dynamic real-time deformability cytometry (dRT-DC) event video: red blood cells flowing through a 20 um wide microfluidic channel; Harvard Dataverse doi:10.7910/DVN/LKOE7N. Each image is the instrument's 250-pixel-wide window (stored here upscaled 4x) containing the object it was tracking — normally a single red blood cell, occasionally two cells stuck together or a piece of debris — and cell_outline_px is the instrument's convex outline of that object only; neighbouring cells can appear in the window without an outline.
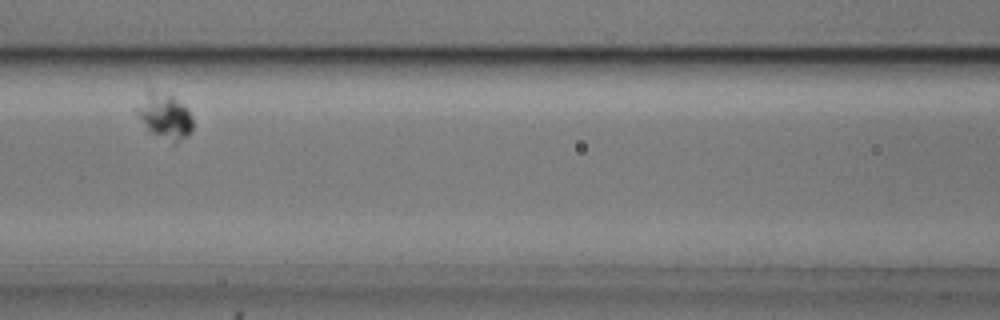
{"species": "common noctule bat (a hibernating species)", "species_latin": "Nyctalus noctula", "temperature_condition": "cold", "stored_images_in_passage": 10, "camera_frame_rate_fps": 3000, "um_per_image_px": 0.085, "animal": {"sex": "male", "body_mass_g": 20.5, "forearm_length_mm": 52.5}, "frame": {"image": 1, "passage_image": 4, "time_ms": 1.0, "image_size_px": [1000, 320], "cell_outline_px": [[192, 132], [188, 136], [172, 144], [152, 132], [148, 128], [136, 112], [136, 108], [148, 84], [172, 96], [188, 108], [192, 120]], "centroid_in_image_um": [13.99, 9.79], "position_along_channel_um": 152.6, "area_um2": 15.14}}
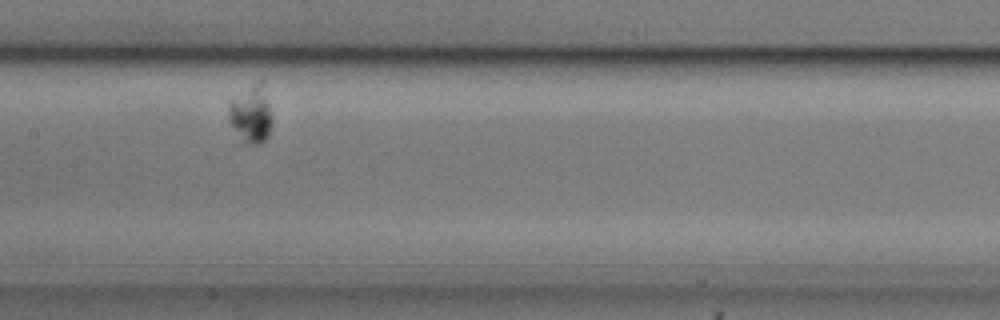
{"frame": {"image": 2, "passage_image": 5, "time_ms": 1.333, "image_size_px": [1000, 320], "cell_outline_px": [[272, 124], [268, 136], [264, 140], [256, 144], [236, 144], [228, 120], [228, 100], [260, 80], [264, 80], [272, 116]], "centroid_in_image_um": [21.29, 9.76], "position_along_channel_um": 186.1, "area_um2": 15.61}}
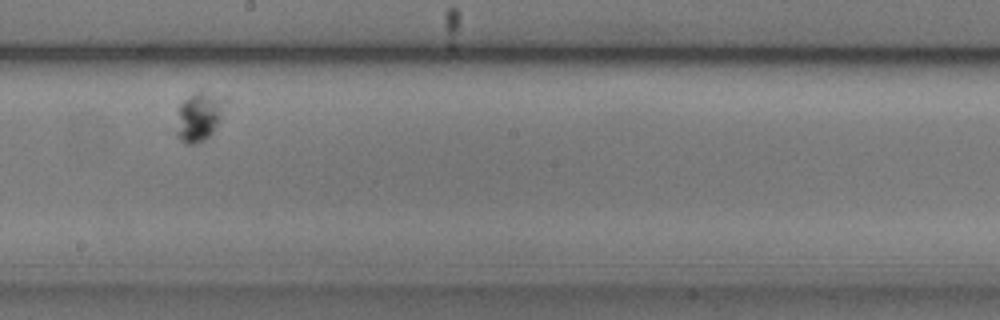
{"frame": {"image": 3, "passage_image": 6, "time_ms": 1.667, "image_size_px": [1000, 320], "cell_outline_px": [[228, 96], [220, 116], [212, 132], [204, 140], [196, 144], [184, 144], [176, 136], [176, 132], [180, 104], [184, 100], [196, 92], [204, 92]], "centroid_in_image_um": [16.92, 9.91], "position_along_channel_um": 231.3, "area_um2": 13.64}}